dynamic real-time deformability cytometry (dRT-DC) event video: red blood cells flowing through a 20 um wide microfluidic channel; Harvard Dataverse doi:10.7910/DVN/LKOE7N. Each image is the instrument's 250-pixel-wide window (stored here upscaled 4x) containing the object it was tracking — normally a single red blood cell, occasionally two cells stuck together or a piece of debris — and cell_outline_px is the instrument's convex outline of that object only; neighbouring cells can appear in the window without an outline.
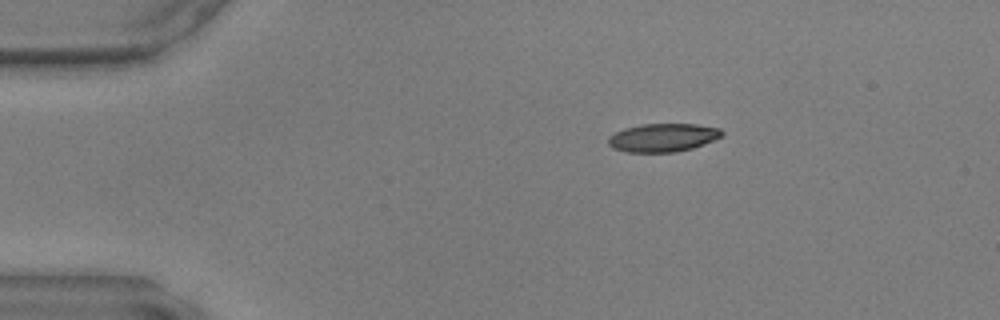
{"species": "common noctule bat (a hibernating species)", "species_latin": "Nyctalus noctula", "temperature_condition": "warm", "stored_images_in_passage": 40, "camera_frame_rate_fps": 3000, "um_per_image_px": 0.085, "animal": {"sex": "male", "body_mass_g": 17.9, "forearm_length_mm": 54.2}, "frame": {"image": 1, "passage_image": 1, "time_ms": 0.0, "image_size_px": [1000, 320], "cell_outline_px": [[724, 132], [720, 136], [704, 144], [692, 148], [676, 152], [624, 152], [612, 148], [608, 144], [608, 136], [624, 128], [640, 124], [696, 124], [720, 128]], "centroid_in_image_um": [56.31, 11.69], "position_along_channel_um": 28.7, "area_um2": 18.79}}
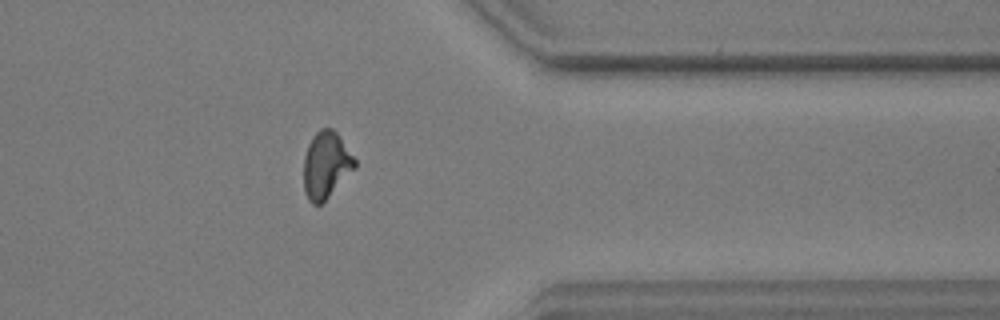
{"frame": {"image": 2, "passage_image": 31, "time_ms": 10.0, "image_size_px": [1000, 320], "cell_outline_px": [[356, 168], [320, 204], [312, 204], [308, 200], [304, 192], [304, 156], [308, 144], [312, 136], [320, 128], [332, 128], [336, 132], [356, 160]], "centroid_in_image_um": [27.7, 14.01], "position_along_channel_um": 383.7, "area_um2": 19.71}}
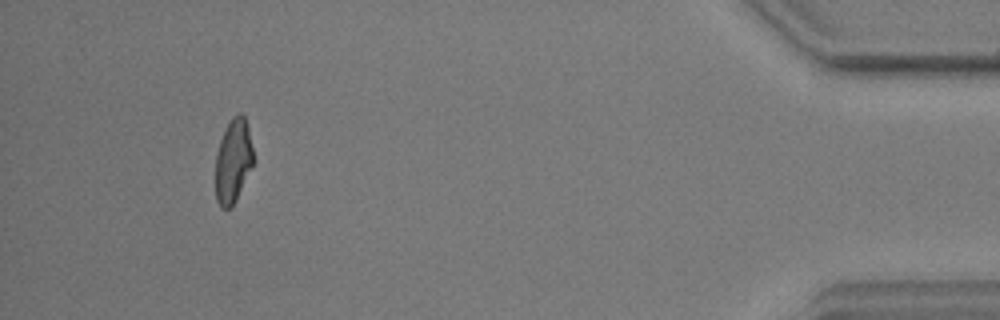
{"frame": {"image": 3, "passage_image": 37, "time_ms": 12.0, "image_size_px": [1000, 320], "cell_outline_px": [[252, 164], [236, 200], [232, 208], [220, 208], [216, 200], [216, 156], [220, 140], [232, 116], [240, 112], [244, 116], [248, 128], [252, 148]], "centroid_in_image_um": [19.8, 13.7], "position_along_channel_um": 415.4, "area_um2": 18.09}}